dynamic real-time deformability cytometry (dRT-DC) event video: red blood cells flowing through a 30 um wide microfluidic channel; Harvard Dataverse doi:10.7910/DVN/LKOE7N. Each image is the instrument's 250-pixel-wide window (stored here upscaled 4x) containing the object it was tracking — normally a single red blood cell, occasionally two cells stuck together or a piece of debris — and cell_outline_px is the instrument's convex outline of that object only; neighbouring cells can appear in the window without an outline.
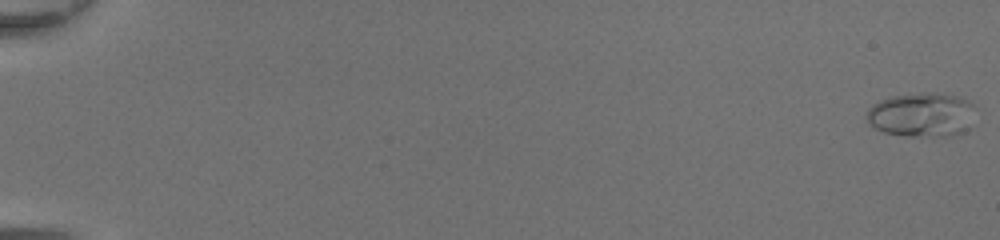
{"species": "common noctule bat (a hibernating species)", "species_latin": "Nyctalus noctula", "temperature_condition": "room temperature", "stored_images_in_passage": 50, "camera_frame_rate_fps": 3000, "um_per_image_px": 0.085, "animal": {"sex": "female", "body_mass_g": 20.0, "forearm_length_mm": 54.0}, "frame": {"image": 1, "passage_image": 1, "time_ms": 0.0, "image_size_px": [1000, 240], "cell_outline_px": [[972, 104], [968, 128], [964, 132], [952, 136], [908, 136], [884, 132], [876, 128], [864, 116], [868, 108], [872, 104], [880, 100], [892, 96], [952, 96], [968, 100]], "centroid_in_image_um": [78.27, 9.82], "position_along_channel_um": 6.7, "area_um2": 26.7}}
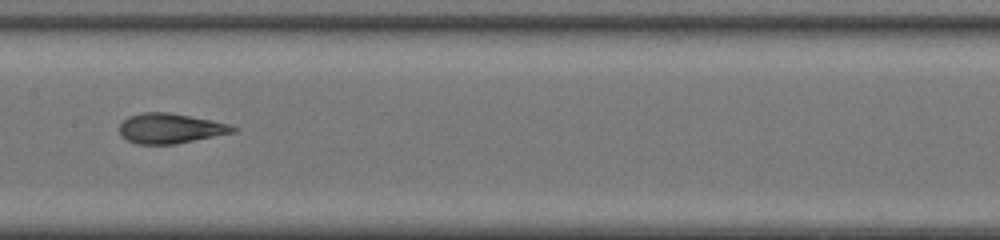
{"frame": {"image": 2, "passage_image": 28, "time_ms": 9.0, "image_size_px": [1000, 240], "cell_outline_px": [[240, 128], [236, 132], [176, 144], [136, 144], [120, 136], [120, 124], [128, 116], [144, 112], [168, 112], [212, 120], [228, 124]], "centroid_in_image_um": [14.49, 10.92], "position_along_channel_um": 192.9, "area_um2": 19.94}}
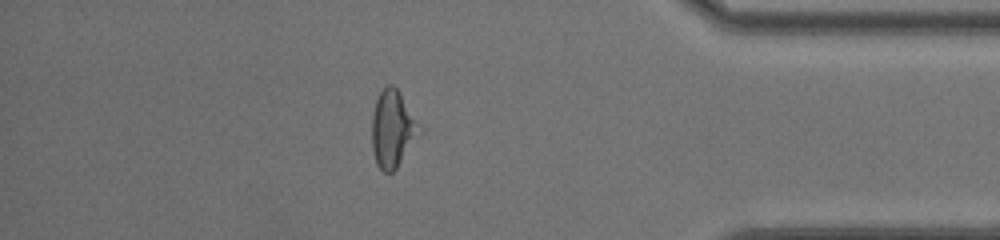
{"frame": {"image": 3, "passage_image": 44, "time_ms": 14.333, "image_size_px": [1000, 240], "cell_outline_px": [[424, 132], [396, 168], [392, 172], [384, 172], [376, 164], [372, 148], [372, 112], [376, 100], [380, 92], [388, 84], [392, 84], [400, 92], [424, 128]], "centroid_in_image_um": [33.43, 10.95], "position_along_channel_um": 401.8, "area_um2": 21.91}, "authors_computed_cell_mechanics": {"area_um2": 20.6924, "velocity_mm_per_s": 4.3977, "shape_relaxation_time_tau1_ms": 8.0975, "shape_relaxation_time_tau2_ms": 1.0286, "deformation_change_tau1": 0.2346, "deformation_change_tau2": 0.0744}}